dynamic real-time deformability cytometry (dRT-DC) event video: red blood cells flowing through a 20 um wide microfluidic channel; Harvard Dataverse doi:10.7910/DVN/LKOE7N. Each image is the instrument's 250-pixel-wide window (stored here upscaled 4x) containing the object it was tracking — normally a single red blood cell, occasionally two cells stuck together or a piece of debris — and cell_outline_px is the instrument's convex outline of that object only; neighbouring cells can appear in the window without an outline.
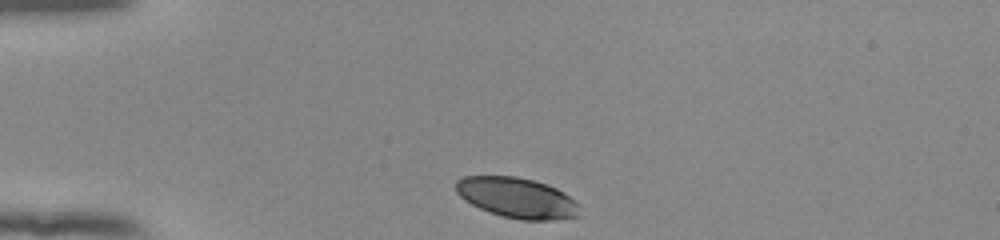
{"species": "human", "species_latin": "Homo sapiens", "temperature_condition": "room temperature", "stored_images_in_passage": 33, "camera_frame_rate_fps": 3000, "um_per_image_px": 0.085, "donor": {"sex": "female"}, "frame": {"image": 1, "passage_image": 1, "time_ms": 0.0, "image_size_px": [1000, 240], "cell_outline_px": [[580, 216], [556, 220], [520, 220], [504, 216], [480, 208], [464, 200], [456, 192], [456, 180], [464, 176], [516, 176], [532, 180], [556, 188], [564, 192], [580, 204]], "centroid_in_image_um": [43.98, 16.82], "position_along_channel_um": 41.0, "area_um2": 29.13}}
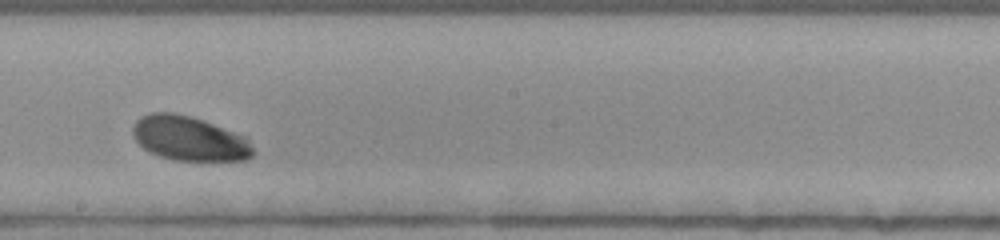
{"frame": {"image": 2, "passage_image": 19, "time_ms": 6.0, "image_size_px": [1000, 240], "cell_outline_px": [[252, 156], [248, 160], [172, 160], [148, 152], [132, 136], [132, 128], [136, 120], [140, 116], [152, 112], [172, 112], [188, 116], [248, 136], [252, 148]], "centroid_in_image_um": [16.07, 11.77], "position_along_channel_um": 232.1, "area_um2": 31.15}}
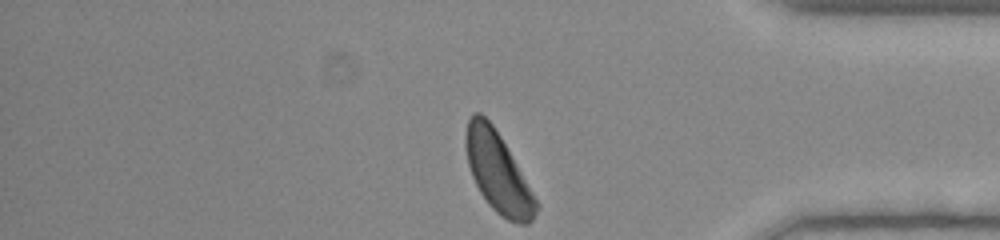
{"frame": {"image": 3, "passage_image": 33, "time_ms": 10.667, "image_size_px": [1000, 240], "cell_outline_px": [[540, 208], [532, 220], [528, 224], [516, 224], [500, 216], [488, 204], [480, 192], [472, 176], [468, 164], [464, 144], [464, 136], [468, 120], [472, 112], [480, 112], [492, 124], [500, 136], [540, 204]], "centroid_in_image_um": [42.32, 14.67], "position_along_channel_um": 392.9, "area_um2": 32.89}, "authors_computed_cell_mechanics": {"area_um2": 31.6744, "velocity_mm_per_s": 3.8338, "shape_relaxation_time_tau1_ms": 1.0472, "shape_relaxation_time_tau2_ms": null, "deformation_change_tau1": 0.0778, "deformation_change_tau2": null}}